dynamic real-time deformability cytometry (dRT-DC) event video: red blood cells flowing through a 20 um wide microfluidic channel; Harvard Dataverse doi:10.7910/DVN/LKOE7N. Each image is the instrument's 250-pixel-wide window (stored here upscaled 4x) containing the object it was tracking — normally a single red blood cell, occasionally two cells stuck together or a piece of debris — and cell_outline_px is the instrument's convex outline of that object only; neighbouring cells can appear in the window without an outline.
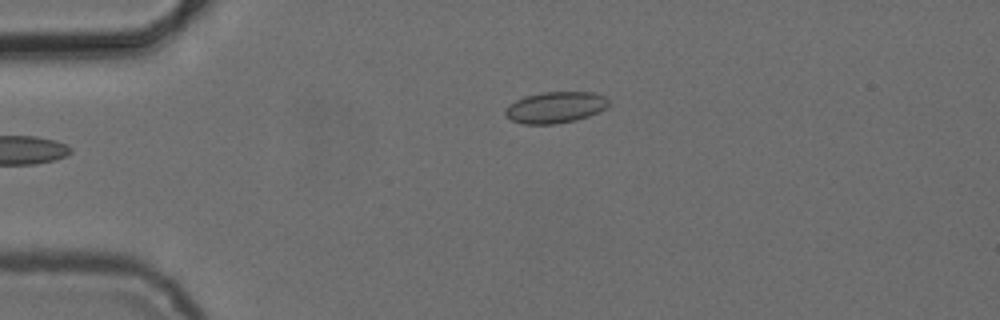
{"species": "common noctule bat (a hibernating species)", "species_latin": "Nyctalus noctula", "temperature_condition": "cold", "stored_images_in_passage": 2, "camera_frame_rate_fps": 3000, "um_per_image_px": 0.085, "animal": {"sex": "female", "body_mass_g": 24.6, "forearm_length_mm": 56.2}, "frame": {"image": 1, "passage_image": 2, "time_ms": 1.333, "image_size_px": [1000, 320], "cell_outline_px": [[608, 104], [604, 108], [588, 116], [576, 120], [552, 124], [524, 124], [512, 120], [504, 112], [504, 108], [508, 104], [524, 96], [540, 92], [592, 92], [604, 96], [608, 100]], "centroid_in_image_um": [47.16, 9.11], "position_along_channel_um": 37.8, "area_um2": 18.73}}